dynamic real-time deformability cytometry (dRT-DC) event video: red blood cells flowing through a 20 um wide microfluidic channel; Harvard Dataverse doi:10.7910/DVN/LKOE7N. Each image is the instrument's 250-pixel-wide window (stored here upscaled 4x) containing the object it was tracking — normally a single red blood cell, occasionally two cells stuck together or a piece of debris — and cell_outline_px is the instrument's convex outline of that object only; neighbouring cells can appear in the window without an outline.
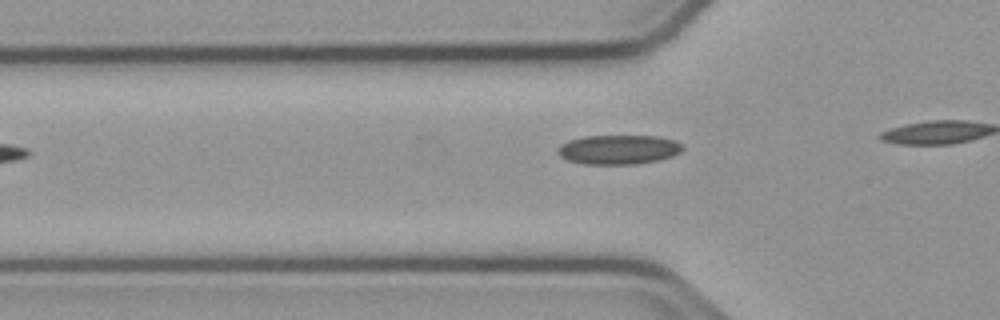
{"species": "common noctule bat (a hibernating species)", "species_latin": "Nyctalus noctula", "temperature_condition": "cold", "stored_images_in_passage": 8, "camera_frame_rate_fps": 3000, "um_per_image_px": 0.085, "animal": {"sex": "male", "body_mass_g": 23.1, "forearm_length_mm": 52.7}, "frame": {"image": 1, "passage_image": 3, "time_ms": 0.667, "image_size_px": [1000, 320], "cell_outline_px": [[684, 148], [680, 152], [672, 156], [656, 160], [636, 164], [584, 164], [568, 160], [560, 156], [556, 152], [556, 148], [560, 144], [568, 140], [584, 136], [656, 136], [676, 140], [684, 144]], "centroid_in_image_um": [52.56, 12.7], "position_along_channel_um": 73.2, "area_um2": 21.56}}
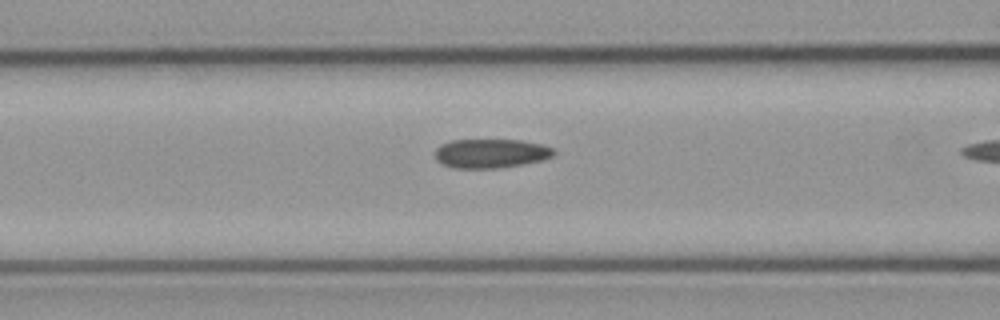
{"frame": {"image": 2, "passage_image": 7, "time_ms": 2.0, "image_size_px": [1000, 320], "cell_outline_px": [[556, 152], [552, 156], [544, 160], [496, 168], [452, 168], [436, 160], [436, 148], [440, 144], [452, 140], [520, 140], [544, 144], [552, 148]], "centroid_in_image_um": [41.73, 13.03], "position_along_channel_um": 124.9, "area_um2": 20.11}}